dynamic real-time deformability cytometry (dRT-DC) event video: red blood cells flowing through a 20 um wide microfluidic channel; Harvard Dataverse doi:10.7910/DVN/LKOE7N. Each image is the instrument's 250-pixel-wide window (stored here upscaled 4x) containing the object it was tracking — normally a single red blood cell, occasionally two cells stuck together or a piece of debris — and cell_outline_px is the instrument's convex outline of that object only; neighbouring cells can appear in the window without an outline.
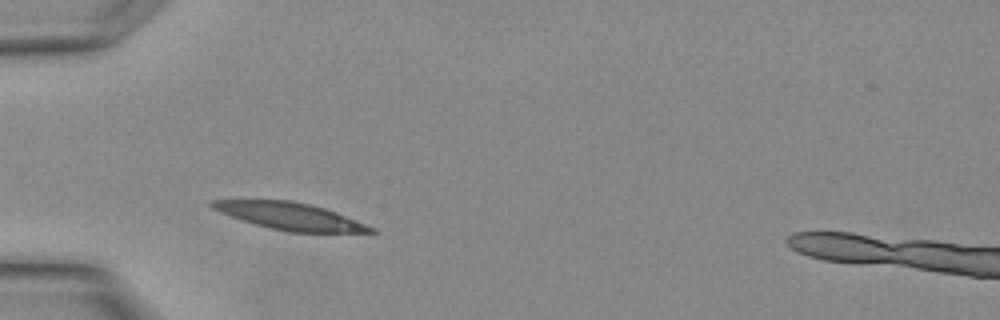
{"species": "Egyptian fruit bat (a non-hibernating species)", "species_latin": "Rousettus aegyptiacus", "temperature_condition": "warm", "stored_images_in_passage": 7, "camera_frame_rate_fps": 3000, "um_per_image_px": 0.085, "animal": {"sex": "female"}, "frame": {"image": 1, "passage_image": 3, "time_ms": 0.667, "image_size_px": [1000, 320], "cell_outline_px": [[380, 232], [288, 232], [268, 228], [220, 212], [212, 208], [208, 204], [208, 200], [292, 200], [324, 208], [336, 212], [376, 228]], "centroid_in_image_um": [24.66, 18.37], "position_along_channel_um": 60.3, "area_um2": 24.85}}
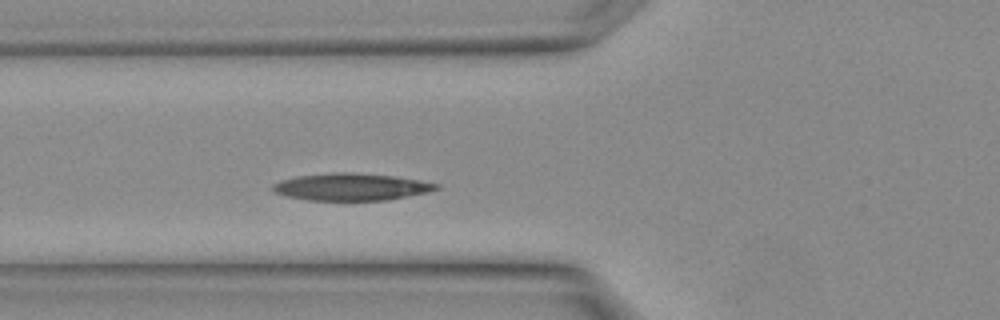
{"frame": {"image": 2, "passage_image": 5, "time_ms": 1.333, "image_size_px": [1000, 320], "cell_outline_px": [[440, 188], [428, 192], [388, 200], [308, 200], [288, 196], [272, 192], [272, 184], [284, 180], [300, 176], [332, 172], [352, 172], [396, 176], [420, 180], [440, 184]], "centroid_in_image_um": [29.9, 15.88], "position_along_channel_um": 95.9, "area_um2": 25.84}}
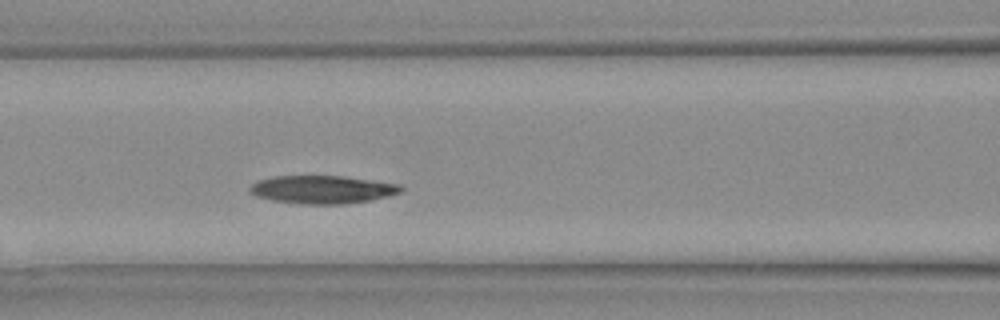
{"frame": {"image": 3, "passage_image": 7, "time_ms": 2.0, "image_size_px": [1000, 320], "cell_outline_px": [[404, 192], [368, 200], [344, 204], [300, 204], [272, 200], [256, 196], [248, 192], [248, 188], [256, 180], [276, 176], [344, 176], [400, 184], [404, 188]], "centroid_in_image_um": [27.38, 16.1], "position_along_channel_um": 139.2, "area_um2": 24.8}}